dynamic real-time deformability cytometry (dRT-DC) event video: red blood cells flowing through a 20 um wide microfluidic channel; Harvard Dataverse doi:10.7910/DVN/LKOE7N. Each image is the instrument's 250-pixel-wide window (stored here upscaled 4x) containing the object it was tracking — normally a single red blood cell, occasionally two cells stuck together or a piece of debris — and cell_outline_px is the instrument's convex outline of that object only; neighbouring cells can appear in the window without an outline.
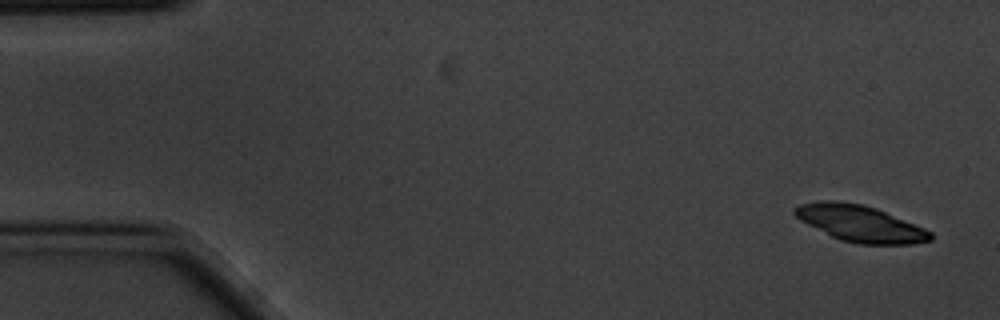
{"species": "common noctule bat (a hibernating species)", "species_latin": "Nyctalus noctula", "temperature_condition": "cold", "stored_images_in_passage": 6, "camera_frame_rate_fps": 3000, "um_per_image_px": 0.085, "animal": {"sex": "male", "body_mass_g": 20.1, "forearm_length_mm": 53.5}, "frame": {"image": 1, "passage_image": 6, "time_ms": 1.667, "image_size_px": [1000, 320], "cell_outline_px": [[932, 240], [912, 244], [860, 244], [840, 240], [800, 220], [792, 212], [792, 208], [800, 204], [820, 200], [836, 200], [860, 204], [876, 208], [924, 228], [932, 232]], "centroid_in_image_um": [73.09, 18.99], "position_along_channel_um": 11.9, "area_um2": 28.61}}